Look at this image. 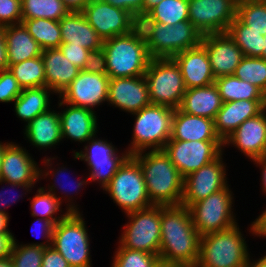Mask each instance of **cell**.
I'll return each mask as SVG.
<instances>
[{
    "label": "cell",
    "instance_id": "19",
    "mask_svg": "<svg viewBox=\"0 0 266 267\" xmlns=\"http://www.w3.org/2000/svg\"><path fill=\"white\" fill-rule=\"evenodd\" d=\"M107 102L130 114L151 104L144 75L110 79Z\"/></svg>",
    "mask_w": 266,
    "mask_h": 267
},
{
    "label": "cell",
    "instance_id": "21",
    "mask_svg": "<svg viewBox=\"0 0 266 267\" xmlns=\"http://www.w3.org/2000/svg\"><path fill=\"white\" fill-rule=\"evenodd\" d=\"M173 59L180 67L186 89L215 83L206 48L202 44L178 53Z\"/></svg>",
    "mask_w": 266,
    "mask_h": 267
},
{
    "label": "cell",
    "instance_id": "4",
    "mask_svg": "<svg viewBox=\"0 0 266 267\" xmlns=\"http://www.w3.org/2000/svg\"><path fill=\"white\" fill-rule=\"evenodd\" d=\"M138 26L144 34L148 53L152 59L173 58L178 53L202 43V33L189 20L175 25L139 20Z\"/></svg>",
    "mask_w": 266,
    "mask_h": 267
},
{
    "label": "cell",
    "instance_id": "31",
    "mask_svg": "<svg viewBox=\"0 0 266 267\" xmlns=\"http://www.w3.org/2000/svg\"><path fill=\"white\" fill-rule=\"evenodd\" d=\"M37 193L34 195L31 201V215L33 217L40 216L41 219H45L50 221L54 226L61 220H63L69 213H80L79 208L75 203L68 201V207H66V212L61 214L58 217L54 215L57 212L61 211L62 198L60 196L57 197L53 193L46 191V188L40 187L36 191ZM72 203V204H71Z\"/></svg>",
    "mask_w": 266,
    "mask_h": 267
},
{
    "label": "cell",
    "instance_id": "57",
    "mask_svg": "<svg viewBox=\"0 0 266 267\" xmlns=\"http://www.w3.org/2000/svg\"><path fill=\"white\" fill-rule=\"evenodd\" d=\"M0 184L2 185L3 183H2V181L0 180ZM14 189V188H13ZM1 192H3V193H1ZM0 192V212H2V213H5V214H8L6 211H5V209H6V207L8 208L9 207V205L11 204L10 202H15L16 201V199H18V198H15V196H14V199L12 200V199H10V201H9V199L7 200H5L4 198H5V191H1ZM10 193V192H9ZM14 194V193H13ZM22 195H20L19 197H21ZM3 197V198H2ZM2 199V200H1Z\"/></svg>",
    "mask_w": 266,
    "mask_h": 267
},
{
    "label": "cell",
    "instance_id": "17",
    "mask_svg": "<svg viewBox=\"0 0 266 267\" xmlns=\"http://www.w3.org/2000/svg\"><path fill=\"white\" fill-rule=\"evenodd\" d=\"M109 80L107 74L80 71L78 76L59 95L68 105L93 110V107L108 101Z\"/></svg>",
    "mask_w": 266,
    "mask_h": 267
},
{
    "label": "cell",
    "instance_id": "12",
    "mask_svg": "<svg viewBox=\"0 0 266 267\" xmlns=\"http://www.w3.org/2000/svg\"><path fill=\"white\" fill-rule=\"evenodd\" d=\"M223 141L168 140L163 151L184 178L223 154Z\"/></svg>",
    "mask_w": 266,
    "mask_h": 267
},
{
    "label": "cell",
    "instance_id": "38",
    "mask_svg": "<svg viewBox=\"0 0 266 267\" xmlns=\"http://www.w3.org/2000/svg\"><path fill=\"white\" fill-rule=\"evenodd\" d=\"M233 75L257 86L266 94V59L244 56Z\"/></svg>",
    "mask_w": 266,
    "mask_h": 267
},
{
    "label": "cell",
    "instance_id": "1",
    "mask_svg": "<svg viewBox=\"0 0 266 267\" xmlns=\"http://www.w3.org/2000/svg\"><path fill=\"white\" fill-rule=\"evenodd\" d=\"M200 237L187 206L161 205V263L196 267L200 256Z\"/></svg>",
    "mask_w": 266,
    "mask_h": 267
},
{
    "label": "cell",
    "instance_id": "26",
    "mask_svg": "<svg viewBox=\"0 0 266 267\" xmlns=\"http://www.w3.org/2000/svg\"><path fill=\"white\" fill-rule=\"evenodd\" d=\"M42 60L46 78V86L55 94H61L81 71L59 48L46 49L42 51Z\"/></svg>",
    "mask_w": 266,
    "mask_h": 267
},
{
    "label": "cell",
    "instance_id": "63",
    "mask_svg": "<svg viewBox=\"0 0 266 267\" xmlns=\"http://www.w3.org/2000/svg\"><path fill=\"white\" fill-rule=\"evenodd\" d=\"M236 4H243L248 2H265L266 0H235Z\"/></svg>",
    "mask_w": 266,
    "mask_h": 267
},
{
    "label": "cell",
    "instance_id": "20",
    "mask_svg": "<svg viewBox=\"0 0 266 267\" xmlns=\"http://www.w3.org/2000/svg\"><path fill=\"white\" fill-rule=\"evenodd\" d=\"M234 145L250 160L266 154V109L255 117L246 119L228 138L226 145Z\"/></svg>",
    "mask_w": 266,
    "mask_h": 267
},
{
    "label": "cell",
    "instance_id": "59",
    "mask_svg": "<svg viewBox=\"0 0 266 267\" xmlns=\"http://www.w3.org/2000/svg\"><path fill=\"white\" fill-rule=\"evenodd\" d=\"M162 0H143V17Z\"/></svg>",
    "mask_w": 266,
    "mask_h": 267
},
{
    "label": "cell",
    "instance_id": "7",
    "mask_svg": "<svg viewBox=\"0 0 266 267\" xmlns=\"http://www.w3.org/2000/svg\"><path fill=\"white\" fill-rule=\"evenodd\" d=\"M151 104L180 107L186 87L173 58H153L144 74Z\"/></svg>",
    "mask_w": 266,
    "mask_h": 267
},
{
    "label": "cell",
    "instance_id": "9",
    "mask_svg": "<svg viewBox=\"0 0 266 267\" xmlns=\"http://www.w3.org/2000/svg\"><path fill=\"white\" fill-rule=\"evenodd\" d=\"M81 213H69L53 228L52 246L70 267H92L90 238Z\"/></svg>",
    "mask_w": 266,
    "mask_h": 267
},
{
    "label": "cell",
    "instance_id": "33",
    "mask_svg": "<svg viewBox=\"0 0 266 267\" xmlns=\"http://www.w3.org/2000/svg\"><path fill=\"white\" fill-rule=\"evenodd\" d=\"M227 33L240 47L244 56L263 58L264 36L259 31L251 29L236 16Z\"/></svg>",
    "mask_w": 266,
    "mask_h": 267
},
{
    "label": "cell",
    "instance_id": "47",
    "mask_svg": "<svg viewBox=\"0 0 266 267\" xmlns=\"http://www.w3.org/2000/svg\"><path fill=\"white\" fill-rule=\"evenodd\" d=\"M58 48L72 64L83 69L90 50L73 44H60Z\"/></svg>",
    "mask_w": 266,
    "mask_h": 267
},
{
    "label": "cell",
    "instance_id": "29",
    "mask_svg": "<svg viewBox=\"0 0 266 267\" xmlns=\"http://www.w3.org/2000/svg\"><path fill=\"white\" fill-rule=\"evenodd\" d=\"M4 38L8 67L42 55V48L22 23L5 26Z\"/></svg>",
    "mask_w": 266,
    "mask_h": 267
},
{
    "label": "cell",
    "instance_id": "18",
    "mask_svg": "<svg viewBox=\"0 0 266 267\" xmlns=\"http://www.w3.org/2000/svg\"><path fill=\"white\" fill-rule=\"evenodd\" d=\"M201 44L206 48L215 79L233 75L244 57L240 47L227 32L203 35Z\"/></svg>",
    "mask_w": 266,
    "mask_h": 267
},
{
    "label": "cell",
    "instance_id": "49",
    "mask_svg": "<svg viewBox=\"0 0 266 267\" xmlns=\"http://www.w3.org/2000/svg\"><path fill=\"white\" fill-rule=\"evenodd\" d=\"M129 12L137 21L143 17V0H102Z\"/></svg>",
    "mask_w": 266,
    "mask_h": 267
},
{
    "label": "cell",
    "instance_id": "46",
    "mask_svg": "<svg viewBox=\"0 0 266 267\" xmlns=\"http://www.w3.org/2000/svg\"><path fill=\"white\" fill-rule=\"evenodd\" d=\"M53 159H55V157H53V158H48L47 157V159H46V157L44 158V164H45V166H47L48 168V170H40V178L41 179H44V178H42L43 176H48V175H50V176H54V178H58V176L60 175V174H65V170H67L66 168H64V166H63V168L62 167H59L58 169H57V171H54V169H53V171L51 170V167H52V161L51 160H53ZM50 167V168H49ZM63 171V172H62ZM45 173V174H44ZM56 174H57V176H56ZM42 176V177H41ZM61 176V175H60ZM53 180L54 181V184H52L51 186L50 185H48L49 187H48V190H46V191H49V192H51V193H53L55 196H56V193L57 192H55V189L57 188L58 189V187L56 186V184L55 183H59V182H57V180L59 179H57V180ZM59 181V180H58ZM88 182V178H87V180H81V181H79L78 180V182L76 183V182H73L72 184L74 185V183H76V186H74L75 187V191L78 189V191L82 188V186H84V185H86V183ZM69 184V183H68ZM64 185V184H61V183H59L58 184V186L59 187H62V186ZM66 186H67V184H66ZM81 187V188H80ZM65 188L66 187H62V188H60L61 190H64L65 191ZM71 190H69V192H70ZM68 192V190H67V192L65 191L64 192V194L66 193V194H72V193H69ZM73 194H74V192H73Z\"/></svg>",
    "mask_w": 266,
    "mask_h": 267
},
{
    "label": "cell",
    "instance_id": "27",
    "mask_svg": "<svg viewBox=\"0 0 266 267\" xmlns=\"http://www.w3.org/2000/svg\"><path fill=\"white\" fill-rule=\"evenodd\" d=\"M223 105L219 90L215 83L186 89L179 109L194 116L215 119Z\"/></svg>",
    "mask_w": 266,
    "mask_h": 267
},
{
    "label": "cell",
    "instance_id": "22",
    "mask_svg": "<svg viewBox=\"0 0 266 267\" xmlns=\"http://www.w3.org/2000/svg\"><path fill=\"white\" fill-rule=\"evenodd\" d=\"M265 106L266 100H238L223 103L214 119L217 135L224 141L246 119L260 114Z\"/></svg>",
    "mask_w": 266,
    "mask_h": 267
},
{
    "label": "cell",
    "instance_id": "6",
    "mask_svg": "<svg viewBox=\"0 0 266 267\" xmlns=\"http://www.w3.org/2000/svg\"><path fill=\"white\" fill-rule=\"evenodd\" d=\"M174 110L171 107L149 104L135 118L132 142L127 151L132 156L146 150H162L172 133Z\"/></svg>",
    "mask_w": 266,
    "mask_h": 267
},
{
    "label": "cell",
    "instance_id": "11",
    "mask_svg": "<svg viewBox=\"0 0 266 267\" xmlns=\"http://www.w3.org/2000/svg\"><path fill=\"white\" fill-rule=\"evenodd\" d=\"M233 200V194L227 186L189 207L193 225L200 236L226 230L237 224L232 211Z\"/></svg>",
    "mask_w": 266,
    "mask_h": 267
},
{
    "label": "cell",
    "instance_id": "53",
    "mask_svg": "<svg viewBox=\"0 0 266 267\" xmlns=\"http://www.w3.org/2000/svg\"><path fill=\"white\" fill-rule=\"evenodd\" d=\"M249 232L257 237H266V209L263 213L252 222Z\"/></svg>",
    "mask_w": 266,
    "mask_h": 267
},
{
    "label": "cell",
    "instance_id": "42",
    "mask_svg": "<svg viewBox=\"0 0 266 267\" xmlns=\"http://www.w3.org/2000/svg\"><path fill=\"white\" fill-rule=\"evenodd\" d=\"M95 138V139H94ZM89 145H85L84 151L74 152V158L84 161L89 166L92 162L109 160L117 153V148L108 143L107 140L96 139L93 137L87 141Z\"/></svg>",
    "mask_w": 266,
    "mask_h": 267
},
{
    "label": "cell",
    "instance_id": "13",
    "mask_svg": "<svg viewBox=\"0 0 266 267\" xmlns=\"http://www.w3.org/2000/svg\"><path fill=\"white\" fill-rule=\"evenodd\" d=\"M189 21L202 35L226 33L236 18L235 0H188Z\"/></svg>",
    "mask_w": 266,
    "mask_h": 267
},
{
    "label": "cell",
    "instance_id": "32",
    "mask_svg": "<svg viewBox=\"0 0 266 267\" xmlns=\"http://www.w3.org/2000/svg\"><path fill=\"white\" fill-rule=\"evenodd\" d=\"M223 103L238 100H266V94L248 81L240 80L234 75L215 79Z\"/></svg>",
    "mask_w": 266,
    "mask_h": 267
},
{
    "label": "cell",
    "instance_id": "36",
    "mask_svg": "<svg viewBox=\"0 0 266 267\" xmlns=\"http://www.w3.org/2000/svg\"><path fill=\"white\" fill-rule=\"evenodd\" d=\"M22 20L50 19L60 21L70 11L62 0H21Z\"/></svg>",
    "mask_w": 266,
    "mask_h": 267
},
{
    "label": "cell",
    "instance_id": "65",
    "mask_svg": "<svg viewBox=\"0 0 266 267\" xmlns=\"http://www.w3.org/2000/svg\"><path fill=\"white\" fill-rule=\"evenodd\" d=\"M157 267H180V266L171 265V264H165V263H160Z\"/></svg>",
    "mask_w": 266,
    "mask_h": 267
},
{
    "label": "cell",
    "instance_id": "34",
    "mask_svg": "<svg viewBox=\"0 0 266 267\" xmlns=\"http://www.w3.org/2000/svg\"><path fill=\"white\" fill-rule=\"evenodd\" d=\"M22 24L42 50L58 48L62 43L59 21L50 19H26Z\"/></svg>",
    "mask_w": 266,
    "mask_h": 267
},
{
    "label": "cell",
    "instance_id": "62",
    "mask_svg": "<svg viewBox=\"0 0 266 267\" xmlns=\"http://www.w3.org/2000/svg\"><path fill=\"white\" fill-rule=\"evenodd\" d=\"M10 142H0V175H1V162H2V157L4 153V148L9 144Z\"/></svg>",
    "mask_w": 266,
    "mask_h": 267
},
{
    "label": "cell",
    "instance_id": "44",
    "mask_svg": "<svg viewBox=\"0 0 266 267\" xmlns=\"http://www.w3.org/2000/svg\"><path fill=\"white\" fill-rule=\"evenodd\" d=\"M21 23V0H0V27Z\"/></svg>",
    "mask_w": 266,
    "mask_h": 267
},
{
    "label": "cell",
    "instance_id": "54",
    "mask_svg": "<svg viewBox=\"0 0 266 267\" xmlns=\"http://www.w3.org/2000/svg\"><path fill=\"white\" fill-rule=\"evenodd\" d=\"M8 69L4 27H0V71Z\"/></svg>",
    "mask_w": 266,
    "mask_h": 267
},
{
    "label": "cell",
    "instance_id": "37",
    "mask_svg": "<svg viewBox=\"0 0 266 267\" xmlns=\"http://www.w3.org/2000/svg\"><path fill=\"white\" fill-rule=\"evenodd\" d=\"M140 20H151L165 25L188 21V0H162Z\"/></svg>",
    "mask_w": 266,
    "mask_h": 267
},
{
    "label": "cell",
    "instance_id": "39",
    "mask_svg": "<svg viewBox=\"0 0 266 267\" xmlns=\"http://www.w3.org/2000/svg\"><path fill=\"white\" fill-rule=\"evenodd\" d=\"M121 155L117 152L109 160L92 162L89 165V183L97 181L101 185L100 187L104 189L122 164L131 156L127 150Z\"/></svg>",
    "mask_w": 266,
    "mask_h": 267
},
{
    "label": "cell",
    "instance_id": "55",
    "mask_svg": "<svg viewBox=\"0 0 266 267\" xmlns=\"http://www.w3.org/2000/svg\"><path fill=\"white\" fill-rule=\"evenodd\" d=\"M69 11H82L90 0H62Z\"/></svg>",
    "mask_w": 266,
    "mask_h": 267
},
{
    "label": "cell",
    "instance_id": "5",
    "mask_svg": "<svg viewBox=\"0 0 266 267\" xmlns=\"http://www.w3.org/2000/svg\"><path fill=\"white\" fill-rule=\"evenodd\" d=\"M238 223L226 230L200 237L196 267H247L249 252Z\"/></svg>",
    "mask_w": 266,
    "mask_h": 267
},
{
    "label": "cell",
    "instance_id": "52",
    "mask_svg": "<svg viewBox=\"0 0 266 267\" xmlns=\"http://www.w3.org/2000/svg\"><path fill=\"white\" fill-rule=\"evenodd\" d=\"M15 240L13 234H0V259L10 257Z\"/></svg>",
    "mask_w": 266,
    "mask_h": 267
},
{
    "label": "cell",
    "instance_id": "56",
    "mask_svg": "<svg viewBox=\"0 0 266 267\" xmlns=\"http://www.w3.org/2000/svg\"><path fill=\"white\" fill-rule=\"evenodd\" d=\"M254 162V164H257V166L259 165V167L262 169L261 171V178L262 179V190L263 192L266 194V154L260 158L254 159L252 160Z\"/></svg>",
    "mask_w": 266,
    "mask_h": 267
},
{
    "label": "cell",
    "instance_id": "51",
    "mask_svg": "<svg viewBox=\"0 0 266 267\" xmlns=\"http://www.w3.org/2000/svg\"><path fill=\"white\" fill-rule=\"evenodd\" d=\"M36 225L39 226L40 228V233L44 236L43 238H46V242H40V243H31V244H27V245H40L44 248H47L49 246H52V236H53V228H54V225L48 221V220H45V219H41V218H38L36 219V221L34 222ZM34 226V224H33ZM32 232L34 233L35 231L33 230V227H32ZM35 235V234H33Z\"/></svg>",
    "mask_w": 266,
    "mask_h": 267
},
{
    "label": "cell",
    "instance_id": "16",
    "mask_svg": "<svg viewBox=\"0 0 266 267\" xmlns=\"http://www.w3.org/2000/svg\"><path fill=\"white\" fill-rule=\"evenodd\" d=\"M222 159L221 154L212 162L184 177L182 205L189 208L193 203L228 186L226 165Z\"/></svg>",
    "mask_w": 266,
    "mask_h": 267
},
{
    "label": "cell",
    "instance_id": "28",
    "mask_svg": "<svg viewBox=\"0 0 266 267\" xmlns=\"http://www.w3.org/2000/svg\"><path fill=\"white\" fill-rule=\"evenodd\" d=\"M24 135L28 141L39 149H51L62 141L59 111L49 109L36 116L25 125Z\"/></svg>",
    "mask_w": 266,
    "mask_h": 267
},
{
    "label": "cell",
    "instance_id": "24",
    "mask_svg": "<svg viewBox=\"0 0 266 267\" xmlns=\"http://www.w3.org/2000/svg\"><path fill=\"white\" fill-rule=\"evenodd\" d=\"M169 140L222 141L217 135L213 119L174 110L172 133Z\"/></svg>",
    "mask_w": 266,
    "mask_h": 267
},
{
    "label": "cell",
    "instance_id": "15",
    "mask_svg": "<svg viewBox=\"0 0 266 267\" xmlns=\"http://www.w3.org/2000/svg\"><path fill=\"white\" fill-rule=\"evenodd\" d=\"M29 154L26 149L10 142L4 148L0 180L11 187L22 188L26 192L32 190L35 183L41 180V168Z\"/></svg>",
    "mask_w": 266,
    "mask_h": 267
},
{
    "label": "cell",
    "instance_id": "61",
    "mask_svg": "<svg viewBox=\"0 0 266 267\" xmlns=\"http://www.w3.org/2000/svg\"><path fill=\"white\" fill-rule=\"evenodd\" d=\"M0 267H13V264L9 258L0 259Z\"/></svg>",
    "mask_w": 266,
    "mask_h": 267
},
{
    "label": "cell",
    "instance_id": "23",
    "mask_svg": "<svg viewBox=\"0 0 266 267\" xmlns=\"http://www.w3.org/2000/svg\"><path fill=\"white\" fill-rule=\"evenodd\" d=\"M58 104L59 107L67 105L63 111L59 112L62 139L69 138L75 142L86 143L96 136L98 123L95 111L72 105L68 106L62 100H59Z\"/></svg>",
    "mask_w": 266,
    "mask_h": 267
},
{
    "label": "cell",
    "instance_id": "40",
    "mask_svg": "<svg viewBox=\"0 0 266 267\" xmlns=\"http://www.w3.org/2000/svg\"><path fill=\"white\" fill-rule=\"evenodd\" d=\"M116 250L111 267H157L161 263L159 256L145 251L126 249L120 245Z\"/></svg>",
    "mask_w": 266,
    "mask_h": 267
},
{
    "label": "cell",
    "instance_id": "64",
    "mask_svg": "<svg viewBox=\"0 0 266 267\" xmlns=\"http://www.w3.org/2000/svg\"><path fill=\"white\" fill-rule=\"evenodd\" d=\"M263 47V59H266V34L264 35Z\"/></svg>",
    "mask_w": 266,
    "mask_h": 267
},
{
    "label": "cell",
    "instance_id": "8",
    "mask_svg": "<svg viewBox=\"0 0 266 267\" xmlns=\"http://www.w3.org/2000/svg\"><path fill=\"white\" fill-rule=\"evenodd\" d=\"M125 214L152 206L139 163L130 156L103 189Z\"/></svg>",
    "mask_w": 266,
    "mask_h": 267
},
{
    "label": "cell",
    "instance_id": "14",
    "mask_svg": "<svg viewBox=\"0 0 266 267\" xmlns=\"http://www.w3.org/2000/svg\"><path fill=\"white\" fill-rule=\"evenodd\" d=\"M82 12L104 41L130 33L138 26V21L129 12L102 0H90Z\"/></svg>",
    "mask_w": 266,
    "mask_h": 267
},
{
    "label": "cell",
    "instance_id": "10",
    "mask_svg": "<svg viewBox=\"0 0 266 267\" xmlns=\"http://www.w3.org/2000/svg\"><path fill=\"white\" fill-rule=\"evenodd\" d=\"M119 245L159 256L161 239V205L127 213Z\"/></svg>",
    "mask_w": 266,
    "mask_h": 267
},
{
    "label": "cell",
    "instance_id": "48",
    "mask_svg": "<svg viewBox=\"0 0 266 267\" xmlns=\"http://www.w3.org/2000/svg\"><path fill=\"white\" fill-rule=\"evenodd\" d=\"M82 71L95 74H107L104 49L90 51Z\"/></svg>",
    "mask_w": 266,
    "mask_h": 267
},
{
    "label": "cell",
    "instance_id": "3",
    "mask_svg": "<svg viewBox=\"0 0 266 267\" xmlns=\"http://www.w3.org/2000/svg\"><path fill=\"white\" fill-rule=\"evenodd\" d=\"M103 49L110 79L142 76L152 59L139 26L130 33L105 40Z\"/></svg>",
    "mask_w": 266,
    "mask_h": 267
},
{
    "label": "cell",
    "instance_id": "35",
    "mask_svg": "<svg viewBox=\"0 0 266 267\" xmlns=\"http://www.w3.org/2000/svg\"><path fill=\"white\" fill-rule=\"evenodd\" d=\"M8 69L17 79L22 89L46 86L45 70L41 56L11 64Z\"/></svg>",
    "mask_w": 266,
    "mask_h": 267
},
{
    "label": "cell",
    "instance_id": "60",
    "mask_svg": "<svg viewBox=\"0 0 266 267\" xmlns=\"http://www.w3.org/2000/svg\"><path fill=\"white\" fill-rule=\"evenodd\" d=\"M247 267H266V254L258 260H253V262L250 260L249 257Z\"/></svg>",
    "mask_w": 266,
    "mask_h": 267
},
{
    "label": "cell",
    "instance_id": "2",
    "mask_svg": "<svg viewBox=\"0 0 266 267\" xmlns=\"http://www.w3.org/2000/svg\"><path fill=\"white\" fill-rule=\"evenodd\" d=\"M145 152L132 157L141 167L150 202L153 205H180L184 178L163 149Z\"/></svg>",
    "mask_w": 266,
    "mask_h": 267
},
{
    "label": "cell",
    "instance_id": "58",
    "mask_svg": "<svg viewBox=\"0 0 266 267\" xmlns=\"http://www.w3.org/2000/svg\"><path fill=\"white\" fill-rule=\"evenodd\" d=\"M9 215L0 212V234H12L8 230Z\"/></svg>",
    "mask_w": 266,
    "mask_h": 267
},
{
    "label": "cell",
    "instance_id": "41",
    "mask_svg": "<svg viewBox=\"0 0 266 267\" xmlns=\"http://www.w3.org/2000/svg\"><path fill=\"white\" fill-rule=\"evenodd\" d=\"M236 16L251 29L266 34V1L238 4Z\"/></svg>",
    "mask_w": 266,
    "mask_h": 267
},
{
    "label": "cell",
    "instance_id": "30",
    "mask_svg": "<svg viewBox=\"0 0 266 267\" xmlns=\"http://www.w3.org/2000/svg\"><path fill=\"white\" fill-rule=\"evenodd\" d=\"M54 93L47 86L22 89L14 101L16 116L29 124L36 116L50 108V94Z\"/></svg>",
    "mask_w": 266,
    "mask_h": 267
},
{
    "label": "cell",
    "instance_id": "45",
    "mask_svg": "<svg viewBox=\"0 0 266 267\" xmlns=\"http://www.w3.org/2000/svg\"><path fill=\"white\" fill-rule=\"evenodd\" d=\"M22 88L9 69L0 71V102H14Z\"/></svg>",
    "mask_w": 266,
    "mask_h": 267
},
{
    "label": "cell",
    "instance_id": "25",
    "mask_svg": "<svg viewBox=\"0 0 266 267\" xmlns=\"http://www.w3.org/2000/svg\"><path fill=\"white\" fill-rule=\"evenodd\" d=\"M62 43L84 47L90 51L103 48L104 40L88 23L82 11H70L59 21Z\"/></svg>",
    "mask_w": 266,
    "mask_h": 267
},
{
    "label": "cell",
    "instance_id": "43",
    "mask_svg": "<svg viewBox=\"0 0 266 267\" xmlns=\"http://www.w3.org/2000/svg\"><path fill=\"white\" fill-rule=\"evenodd\" d=\"M44 247L40 245H19L13 243L10 260L13 267H41Z\"/></svg>",
    "mask_w": 266,
    "mask_h": 267
},
{
    "label": "cell",
    "instance_id": "50",
    "mask_svg": "<svg viewBox=\"0 0 266 267\" xmlns=\"http://www.w3.org/2000/svg\"><path fill=\"white\" fill-rule=\"evenodd\" d=\"M41 267H70L67 260L53 247L44 248Z\"/></svg>",
    "mask_w": 266,
    "mask_h": 267
}]
</instances>
